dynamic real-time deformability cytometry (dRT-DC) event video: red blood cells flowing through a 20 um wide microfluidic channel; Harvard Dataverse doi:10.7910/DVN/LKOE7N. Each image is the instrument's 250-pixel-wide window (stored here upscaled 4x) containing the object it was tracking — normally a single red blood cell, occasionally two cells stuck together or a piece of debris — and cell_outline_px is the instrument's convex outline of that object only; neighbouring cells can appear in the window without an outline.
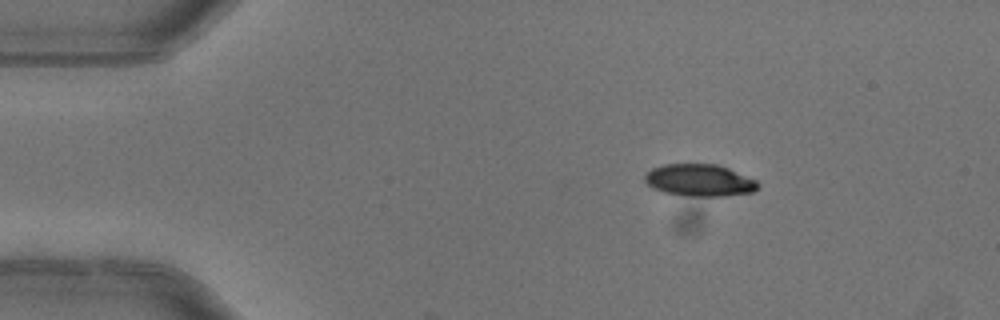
{"species": "common noctule bat (a hibernating species)", "species_latin": "Nyctalus noctula", "temperature_condition": "warm", "stored_images_in_passage": 2, "camera_frame_rate_fps": 3000, "um_per_image_px": 0.085, "animal": {"sex": "female"}, "frame": {"image": 1, "passage_image": 1, "time_ms": 0.0, "image_size_px": [1000, 320], "cell_outline_px": [[760, 184], [752, 192], [724, 196], [692, 196], [664, 192], [652, 188], [644, 180], [644, 176], [652, 168], [664, 164], [716, 164], [728, 168], [756, 180]], "centroid_in_image_um": [59.45, 15.32], "position_along_channel_um": 25.6, "area_um2": 20.98}}